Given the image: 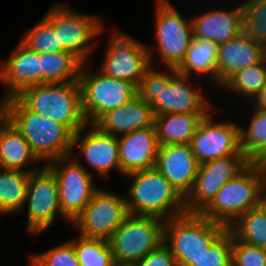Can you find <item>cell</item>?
<instances>
[{
  "instance_id": "obj_8",
  "label": "cell",
  "mask_w": 266,
  "mask_h": 266,
  "mask_svg": "<svg viewBox=\"0 0 266 266\" xmlns=\"http://www.w3.org/2000/svg\"><path fill=\"white\" fill-rule=\"evenodd\" d=\"M155 52L147 45L151 62L154 53L159 55L161 64L166 68H178L184 61L190 42L193 39L191 18L185 20L179 11L168 0H155ZM158 52V53H157Z\"/></svg>"
},
{
  "instance_id": "obj_14",
  "label": "cell",
  "mask_w": 266,
  "mask_h": 266,
  "mask_svg": "<svg viewBox=\"0 0 266 266\" xmlns=\"http://www.w3.org/2000/svg\"><path fill=\"white\" fill-rule=\"evenodd\" d=\"M128 215L125 195L101 186L71 225L82 237L109 240Z\"/></svg>"
},
{
  "instance_id": "obj_24",
  "label": "cell",
  "mask_w": 266,
  "mask_h": 266,
  "mask_svg": "<svg viewBox=\"0 0 266 266\" xmlns=\"http://www.w3.org/2000/svg\"><path fill=\"white\" fill-rule=\"evenodd\" d=\"M39 160L22 134L0 113V165L2 169L22 170L29 173L40 169H24Z\"/></svg>"
},
{
  "instance_id": "obj_38",
  "label": "cell",
  "mask_w": 266,
  "mask_h": 266,
  "mask_svg": "<svg viewBox=\"0 0 266 266\" xmlns=\"http://www.w3.org/2000/svg\"><path fill=\"white\" fill-rule=\"evenodd\" d=\"M133 266H177L170 248L162 242Z\"/></svg>"
},
{
  "instance_id": "obj_40",
  "label": "cell",
  "mask_w": 266,
  "mask_h": 266,
  "mask_svg": "<svg viewBox=\"0 0 266 266\" xmlns=\"http://www.w3.org/2000/svg\"><path fill=\"white\" fill-rule=\"evenodd\" d=\"M251 102H254L253 108L266 109V83Z\"/></svg>"
},
{
  "instance_id": "obj_35",
  "label": "cell",
  "mask_w": 266,
  "mask_h": 266,
  "mask_svg": "<svg viewBox=\"0 0 266 266\" xmlns=\"http://www.w3.org/2000/svg\"><path fill=\"white\" fill-rule=\"evenodd\" d=\"M27 266H80L74 249V238L44 252L31 254Z\"/></svg>"
},
{
  "instance_id": "obj_1",
  "label": "cell",
  "mask_w": 266,
  "mask_h": 266,
  "mask_svg": "<svg viewBox=\"0 0 266 266\" xmlns=\"http://www.w3.org/2000/svg\"><path fill=\"white\" fill-rule=\"evenodd\" d=\"M167 72L151 67L137 86V95L150 103L154 116L166 113H209L215 108L193 86L191 76L180 74L176 68Z\"/></svg>"
},
{
  "instance_id": "obj_26",
  "label": "cell",
  "mask_w": 266,
  "mask_h": 266,
  "mask_svg": "<svg viewBox=\"0 0 266 266\" xmlns=\"http://www.w3.org/2000/svg\"><path fill=\"white\" fill-rule=\"evenodd\" d=\"M208 113H166L154 116L159 146L190 144L199 122Z\"/></svg>"
},
{
  "instance_id": "obj_2",
  "label": "cell",
  "mask_w": 266,
  "mask_h": 266,
  "mask_svg": "<svg viewBox=\"0 0 266 266\" xmlns=\"http://www.w3.org/2000/svg\"><path fill=\"white\" fill-rule=\"evenodd\" d=\"M0 113L27 140L42 165L71 155L74 134L66 126L28 110L16 97L0 101Z\"/></svg>"
},
{
  "instance_id": "obj_13",
  "label": "cell",
  "mask_w": 266,
  "mask_h": 266,
  "mask_svg": "<svg viewBox=\"0 0 266 266\" xmlns=\"http://www.w3.org/2000/svg\"><path fill=\"white\" fill-rule=\"evenodd\" d=\"M108 40L105 57L98 70L106 76L131 82L138 86L153 66L147 45L117 28Z\"/></svg>"
},
{
  "instance_id": "obj_18",
  "label": "cell",
  "mask_w": 266,
  "mask_h": 266,
  "mask_svg": "<svg viewBox=\"0 0 266 266\" xmlns=\"http://www.w3.org/2000/svg\"><path fill=\"white\" fill-rule=\"evenodd\" d=\"M0 81L6 87L0 101L15 97L28 87L42 84L40 53L19 41L10 56L0 64Z\"/></svg>"
},
{
  "instance_id": "obj_25",
  "label": "cell",
  "mask_w": 266,
  "mask_h": 266,
  "mask_svg": "<svg viewBox=\"0 0 266 266\" xmlns=\"http://www.w3.org/2000/svg\"><path fill=\"white\" fill-rule=\"evenodd\" d=\"M219 44L209 39H193L190 42L184 61L177 68L180 74L209 76L211 84L218 86L217 56Z\"/></svg>"
},
{
  "instance_id": "obj_10",
  "label": "cell",
  "mask_w": 266,
  "mask_h": 266,
  "mask_svg": "<svg viewBox=\"0 0 266 266\" xmlns=\"http://www.w3.org/2000/svg\"><path fill=\"white\" fill-rule=\"evenodd\" d=\"M44 16L52 23L60 44L83 63L89 62L96 46L91 41L104 31L102 17L76 12L64 2L55 3Z\"/></svg>"
},
{
  "instance_id": "obj_31",
  "label": "cell",
  "mask_w": 266,
  "mask_h": 266,
  "mask_svg": "<svg viewBox=\"0 0 266 266\" xmlns=\"http://www.w3.org/2000/svg\"><path fill=\"white\" fill-rule=\"evenodd\" d=\"M240 5L242 32L266 49V0H243Z\"/></svg>"
},
{
  "instance_id": "obj_33",
  "label": "cell",
  "mask_w": 266,
  "mask_h": 266,
  "mask_svg": "<svg viewBox=\"0 0 266 266\" xmlns=\"http://www.w3.org/2000/svg\"><path fill=\"white\" fill-rule=\"evenodd\" d=\"M20 41L38 53L67 51L60 44L58 34L45 16H42L39 22L29 28Z\"/></svg>"
},
{
  "instance_id": "obj_29",
  "label": "cell",
  "mask_w": 266,
  "mask_h": 266,
  "mask_svg": "<svg viewBox=\"0 0 266 266\" xmlns=\"http://www.w3.org/2000/svg\"><path fill=\"white\" fill-rule=\"evenodd\" d=\"M266 83V57L255 65L241 69L222 86L224 90L252 101Z\"/></svg>"
},
{
  "instance_id": "obj_17",
  "label": "cell",
  "mask_w": 266,
  "mask_h": 266,
  "mask_svg": "<svg viewBox=\"0 0 266 266\" xmlns=\"http://www.w3.org/2000/svg\"><path fill=\"white\" fill-rule=\"evenodd\" d=\"M88 126L91 127L89 131L82 134ZM74 150L79 151L74 154ZM78 154L80 157H84L88 166L94 170L93 173L99 174L101 179L107 180L113 169L121 173L118 136L102 131L95 124L87 123L85 127L74 134L71 155L78 156Z\"/></svg>"
},
{
  "instance_id": "obj_21",
  "label": "cell",
  "mask_w": 266,
  "mask_h": 266,
  "mask_svg": "<svg viewBox=\"0 0 266 266\" xmlns=\"http://www.w3.org/2000/svg\"><path fill=\"white\" fill-rule=\"evenodd\" d=\"M266 57V49L254 43L243 32L219 44L217 56L218 87L243 68L260 63Z\"/></svg>"
},
{
  "instance_id": "obj_7",
  "label": "cell",
  "mask_w": 266,
  "mask_h": 266,
  "mask_svg": "<svg viewBox=\"0 0 266 266\" xmlns=\"http://www.w3.org/2000/svg\"><path fill=\"white\" fill-rule=\"evenodd\" d=\"M91 71V65L83 63L78 81L84 117L87 123L95 124L107 112L131 101L137 95V86L106 76L99 70Z\"/></svg>"
},
{
  "instance_id": "obj_4",
  "label": "cell",
  "mask_w": 266,
  "mask_h": 266,
  "mask_svg": "<svg viewBox=\"0 0 266 266\" xmlns=\"http://www.w3.org/2000/svg\"><path fill=\"white\" fill-rule=\"evenodd\" d=\"M28 110L66 126L73 134L86 126L79 81L39 84L15 96Z\"/></svg>"
},
{
  "instance_id": "obj_41",
  "label": "cell",
  "mask_w": 266,
  "mask_h": 266,
  "mask_svg": "<svg viewBox=\"0 0 266 266\" xmlns=\"http://www.w3.org/2000/svg\"><path fill=\"white\" fill-rule=\"evenodd\" d=\"M259 207L266 212V177L260 189Z\"/></svg>"
},
{
  "instance_id": "obj_20",
  "label": "cell",
  "mask_w": 266,
  "mask_h": 266,
  "mask_svg": "<svg viewBox=\"0 0 266 266\" xmlns=\"http://www.w3.org/2000/svg\"><path fill=\"white\" fill-rule=\"evenodd\" d=\"M121 174L155 167L159 144L154 124L118 136Z\"/></svg>"
},
{
  "instance_id": "obj_42",
  "label": "cell",
  "mask_w": 266,
  "mask_h": 266,
  "mask_svg": "<svg viewBox=\"0 0 266 266\" xmlns=\"http://www.w3.org/2000/svg\"><path fill=\"white\" fill-rule=\"evenodd\" d=\"M113 266H133L132 264H119V263H114Z\"/></svg>"
},
{
  "instance_id": "obj_36",
  "label": "cell",
  "mask_w": 266,
  "mask_h": 266,
  "mask_svg": "<svg viewBox=\"0 0 266 266\" xmlns=\"http://www.w3.org/2000/svg\"><path fill=\"white\" fill-rule=\"evenodd\" d=\"M233 233L226 229L191 266H232Z\"/></svg>"
},
{
  "instance_id": "obj_30",
  "label": "cell",
  "mask_w": 266,
  "mask_h": 266,
  "mask_svg": "<svg viewBox=\"0 0 266 266\" xmlns=\"http://www.w3.org/2000/svg\"><path fill=\"white\" fill-rule=\"evenodd\" d=\"M228 229L238 240L266 248V212L259 206L244 213Z\"/></svg>"
},
{
  "instance_id": "obj_19",
  "label": "cell",
  "mask_w": 266,
  "mask_h": 266,
  "mask_svg": "<svg viewBox=\"0 0 266 266\" xmlns=\"http://www.w3.org/2000/svg\"><path fill=\"white\" fill-rule=\"evenodd\" d=\"M155 168L185 197L197 176L199 163L190 144L159 146Z\"/></svg>"
},
{
  "instance_id": "obj_27",
  "label": "cell",
  "mask_w": 266,
  "mask_h": 266,
  "mask_svg": "<svg viewBox=\"0 0 266 266\" xmlns=\"http://www.w3.org/2000/svg\"><path fill=\"white\" fill-rule=\"evenodd\" d=\"M30 173L22 170H0V216L24 209Z\"/></svg>"
},
{
  "instance_id": "obj_23",
  "label": "cell",
  "mask_w": 266,
  "mask_h": 266,
  "mask_svg": "<svg viewBox=\"0 0 266 266\" xmlns=\"http://www.w3.org/2000/svg\"><path fill=\"white\" fill-rule=\"evenodd\" d=\"M153 123L154 114L150 103L136 95L121 107L104 114L95 125L106 133L119 136L150 127Z\"/></svg>"
},
{
  "instance_id": "obj_39",
  "label": "cell",
  "mask_w": 266,
  "mask_h": 266,
  "mask_svg": "<svg viewBox=\"0 0 266 266\" xmlns=\"http://www.w3.org/2000/svg\"><path fill=\"white\" fill-rule=\"evenodd\" d=\"M250 163L258 170L266 172V146H264L251 160Z\"/></svg>"
},
{
  "instance_id": "obj_12",
  "label": "cell",
  "mask_w": 266,
  "mask_h": 266,
  "mask_svg": "<svg viewBox=\"0 0 266 266\" xmlns=\"http://www.w3.org/2000/svg\"><path fill=\"white\" fill-rule=\"evenodd\" d=\"M24 207H27L25 233L34 237L48 230L58 214L71 223L61 211L58 182L47 165L30 173Z\"/></svg>"
},
{
  "instance_id": "obj_34",
  "label": "cell",
  "mask_w": 266,
  "mask_h": 266,
  "mask_svg": "<svg viewBox=\"0 0 266 266\" xmlns=\"http://www.w3.org/2000/svg\"><path fill=\"white\" fill-rule=\"evenodd\" d=\"M248 128L241 126V150L250 161L266 146V109H253Z\"/></svg>"
},
{
  "instance_id": "obj_3",
  "label": "cell",
  "mask_w": 266,
  "mask_h": 266,
  "mask_svg": "<svg viewBox=\"0 0 266 266\" xmlns=\"http://www.w3.org/2000/svg\"><path fill=\"white\" fill-rule=\"evenodd\" d=\"M125 177L133 181L125 194L129 214L168 220L186 213L184 197L155 167Z\"/></svg>"
},
{
  "instance_id": "obj_9",
  "label": "cell",
  "mask_w": 266,
  "mask_h": 266,
  "mask_svg": "<svg viewBox=\"0 0 266 266\" xmlns=\"http://www.w3.org/2000/svg\"><path fill=\"white\" fill-rule=\"evenodd\" d=\"M165 220L129 214L108 240L115 263L134 264L164 241Z\"/></svg>"
},
{
  "instance_id": "obj_5",
  "label": "cell",
  "mask_w": 266,
  "mask_h": 266,
  "mask_svg": "<svg viewBox=\"0 0 266 266\" xmlns=\"http://www.w3.org/2000/svg\"><path fill=\"white\" fill-rule=\"evenodd\" d=\"M265 177L266 172L249 163L220 188L199 214L230 228L240 216L259 206L260 189Z\"/></svg>"
},
{
  "instance_id": "obj_32",
  "label": "cell",
  "mask_w": 266,
  "mask_h": 266,
  "mask_svg": "<svg viewBox=\"0 0 266 266\" xmlns=\"http://www.w3.org/2000/svg\"><path fill=\"white\" fill-rule=\"evenodd\" d=\"M74 249L80 266H113L115 263L108 240L74 238Z\"/></svg>"
},
{
  "instance_id": "obj_6",
  "label": "cell",
  "mask_w": 266,
  "mask_h": 266,
  "mask_svg": "<svg viewBox=\"0 0 266 266\" xmlns=\"http://www.w3.org/2000/svg\"><path fill=\"white\" fill-rule=\"evenodd\" d=\"M226 229L199 213H185L165 220L163 242L177 266H191Z\"/></svg>"
},
{
  "instance_id": "obj_11",
  "label": "cell",
  "mask_w": 266,
  "mask_h": 266,
  "mask_svg": "<svg viewBox=\"0 0 266 266\" xmlns=\"http://www.w3.org/2000/svg\"><path fill=\"white\" fill-rule=\"evenodd\" d=\"M81 161L77 156L69 155L47 164L58 182L61 211L71 224L100 188Z\"/></svg>"
},
{
  "instance_id": "obj_16",
  "label": "cell",
  "mask_w": 266,
  "mask_h": 266,
  "mask_svg": "<svg viewBox=\"0 0 266 266\" xmlns=\"http://www.w3.org/2000/svg\"><path fill=\"white\" fill-rule=\"evenodd\" d=\"M215 109L199 122L190 142L199 165L232 155H244L241 150V126L226 120L215 123L213 119V113L217 111Z\"/></svg>"
},
{
  "instance_id": "obj_22",
  "label": "cell",
  "mask_w": 266,
  "mask_h": 266,
  "mask_svg": "<svg viewBox=\"0 0 266 266\" xmlns=\"http://www.w3.org/2000/svg\"><path fill=\"white\" fill-rule=\"evenodd\" d=\"M231 9V10H230ZM230 9H210L191 17L193 36L222 44L242 32V9L240 3Z\"/></svg>"
},
{
  "instance_id": "obj_37",
  "label": "cell",
  "mask_w": 266,
  "mask_h": 266,
  "mask_svg": "<svg viewBox=\"0 0 266 266\" xmlns=\"http://www.w3.org/2000/svg\"><path fill=\"white\" fill-rule=\"evenodd\" d=\"M232 266H266V248L248 244L233 235Z\"/></svg>"
},
{
  "instance_id": "obj_15",
  "label": "cell",
  "mask_w": 266,
  "mask_h": 266,
  "mask_svg": "<svg viewBox=\"0 0 266 266\" xmlns=\"http://www.w3.org/2000/svg\"><path fill=\"white\" fill-rule=\"evenodd\" d=\"M249 163L245 155H232L200 164L193 186L184 197L186 213H200L220 188Z\"/></svg>"
},
{
  "instance_id": "obj_28",
  "label": "cell",
  "mask_w": 266,
  "mask_h": 266,
  "mask_svg": "<svg viewBox=\"0 0 266 266\" xmlns=\"http://www.w3.org/2000/svg\"><path fill=\"white\" fill-rule=\"evenodd\" d=\"M42 84L78 81L83 62L70 51L40 53Z\"/></svg>"
}]
</instances>
